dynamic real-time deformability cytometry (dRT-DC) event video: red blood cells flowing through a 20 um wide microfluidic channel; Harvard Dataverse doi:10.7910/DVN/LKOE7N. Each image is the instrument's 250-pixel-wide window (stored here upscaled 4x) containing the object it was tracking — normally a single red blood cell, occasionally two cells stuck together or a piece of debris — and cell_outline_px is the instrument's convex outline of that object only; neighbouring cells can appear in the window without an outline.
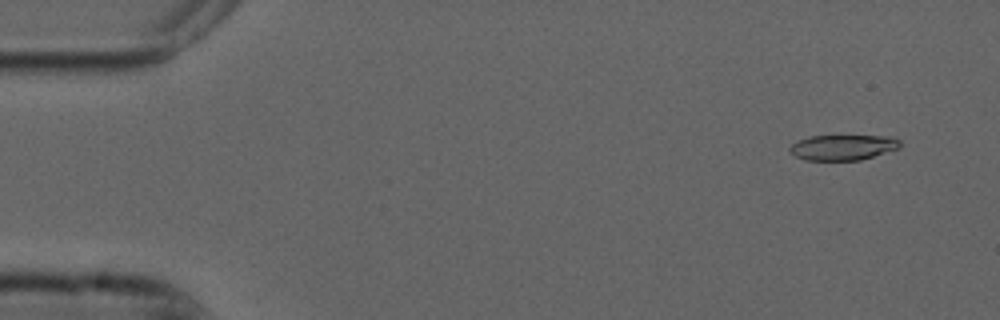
{"species": "common noctule bat (a hibernating species)", "species_latin": "Nyctalus noctula", "temperature_condition": "cold", "stored_images_in_passage": 55, "camera_frame_rate_fps": 3000, "um_per_image_px": 0.085, "animal": {"sex": "male", "forearm_length_mm": 52.5}, "frame": {"image": 1, "passage_image": 4, "time_ms": 1.0, "image_size_px": [1000, 320], "cell_outline_px": [[900, 148], [860, 160], [804, 160], [796, 156], [788, 148], [792, 144], [808, 136], [892, 136], [900, 140]], "centroid_in_image_um": [71.67, 12.52], "position_along_channel_um": 13.3, "area_um2": 16.24}}
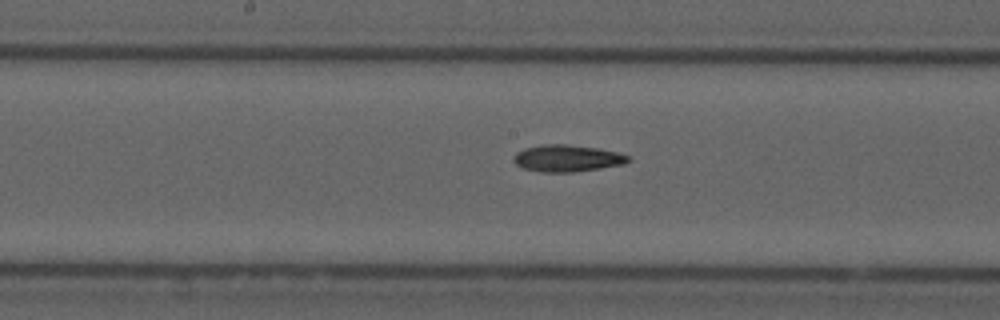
{"frame": {"image": 2, "passage_image": 28, "time_ms": 9.0, "image_size_px": [1000, 320], "cell_outline_px": [[632, 160], [624, 164], [600, 168], [572, 172], [540, 172], [524, 168], [516, 164], [512, 160], [512, 156], [516, 152], [524, 148], [544, 144], [564, 144], [596, 148], [620, 152], [628, 156]], "centroid_in_image_um": [48.19, 13.45], "position_along_channel_um": 200.0, "area_um2": 17.98}}
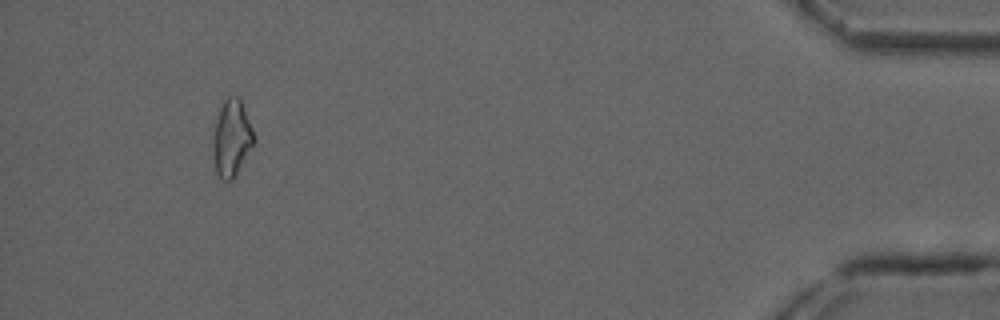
{"frame": {"image": 3, "passage_image": 51, "time_ms": 16.667, "image_size_px": [1000, 320], "cell_outline_px": [[256, 140], [236, 176], [232, 180], [220, 180], [216, 172], [212, 144], [212, 136], [216, 120], [220, 108], [224, 100], [228, 96], [240, 96], [252, 128]], "centroid_in_image_um": [19.69, 11.75], "position_along_channel_um": 415.5, "area_um2": 18.5}}